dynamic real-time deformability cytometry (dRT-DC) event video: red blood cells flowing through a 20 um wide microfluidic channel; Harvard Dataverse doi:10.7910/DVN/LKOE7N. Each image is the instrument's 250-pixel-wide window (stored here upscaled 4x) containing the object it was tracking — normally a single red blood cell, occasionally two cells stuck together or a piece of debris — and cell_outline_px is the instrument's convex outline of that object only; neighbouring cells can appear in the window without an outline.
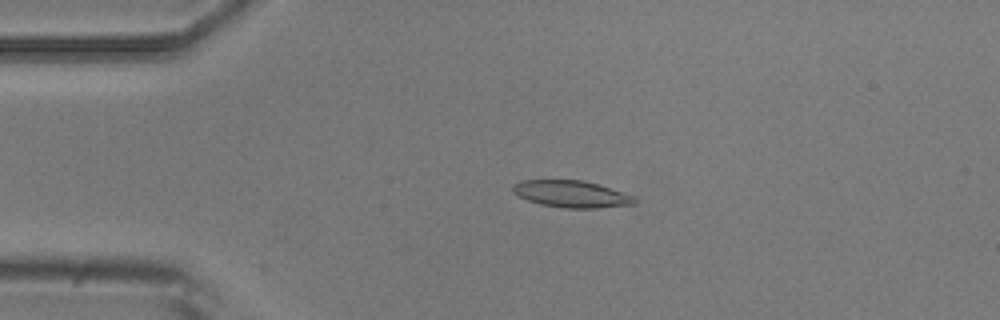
{"species": "common noctule bat (a hibernating species)", "species_latin": "Nyctalus noctula", "temperature_condition": "room temperature", "stored_images_in_passage": 4, "camera_frame_rate_fps": 3000, "um_per_image_px": 0.085, "animal": {"sex": "male", "body_mass_g": 20.5, "forearm_length_mm": 52.5}, "frame": {"image": 1, "passage_image": 3, "time_ms": 2.333, "image_size_px": [1000, 320], "cell_outline_px": [[636, 204], [596, 208], [564, 208], [540, 204], [528, 200], [512, 192], [512, 184], [524, 180], [584, 180], [600, 184], [612, 188], [632, 196], [636, 200]], "centroid_in_image_um": [48.57, 16.48], "position_along_channel_um": 36.4, "area_um2": 19.07}}